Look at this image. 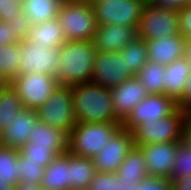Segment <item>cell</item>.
<instances>
[{
	"mask_svg": "<svg viewBox=\"0 0 191 190\" xmlns=\"http://www.w3.org/2000/svg\"><path fill=\"white\" fill-rule=\"evenodd\" d=\"M149 2L155 6L177 11L185 6L181 0H150Z\"/></svg>",
	"mask_w": 191,
	"mask_h": 190,
	"instance_id": "60d3db41",
	"label": "cell"
},
{
	"mask_svg": "<svg viewBox=\"0 0 191 190\" xmlns=\"http://www.w3.org/2000/svg\"><path fill=\"white\" fill-rule=\"evenodd\" d=\"M19 160V179L22 181H30L41 183L45 168L40 166V163H33L26 160L20 153Z\"/></svg>",
	"mask_w": 191,
	"mask_h": 190,
	"instance_id": "836d02e7",
	"label": "cell"
},
{
	"mask_svg": "<svg viewBox=\"0 0 191 190\" xmlns=\"http://www.w3.org/2000/svg\"><path fill=\"white\" fill-rule=\"evenodd\" d=\"M138 38L134 26H118L116 24L98 25L94 43L96 49L103 53L120 52L126 45Z\"/></svg>",
	"mask_w": 191,
	"mask_h": 190,
	"instance_id": "2e32d148",
	"label": "cell"
},
{
	"mask_svg": "<svg viewBox=\"0 0 191 190\" xmlns=\"http://www.w3.org/2000/svg\"><path fill=\"white\" fill-rule=\"evenodd\" d=\"M76 123L121 122L113 109L111 90L93 82L72 86Z\"/></svg>",
	"mask_w": 191,
	"mask_h": 190,
	"instance_id": "7a4b0ae2",
	"label": "cell"
},
{
	"mask_svg": "<svg viewBox=\"0 0 191 190\" xmlns=\"http://www.w3.org/2000/svg\"><path fill=\"white\" fill-rule=\"evenodd\" d=\"M20 74L46 73L56 77L60 58L59 48H48L37 42L21 40Z\"/></svg>",
	"mask_w": 191,
	"mask_h": 190,
	"instance_id": "8fae6325",
	"label": "cell"
},
{
	"mask_svg": "<svg viewBox=\"0 0 191 190\" xmlns=\"http://www.w3.org/2000/svg\"><path fill=\"white\" fill-rule=\"evenodd\" d=\"M179 144V142H166L135 145L145 157L149 177L169 179Z\"/></svg>",
	"mask_w": 191,
	"mask_h": 190,
	"instance_id": "5bb4252c",
	"label": "cell"
},
{
	"mask_svg": "<svg viewBox=\"0 0 191 190\" xmlns=\"http://www.w3.org/2000/svg\"><path fill=\"white\" fill-rule=\"evenodd\" d=\"M185 38L181 34L161 39L145 40L148 61L164 66L183 57Z\"/></svg>",
	"mask_w": 191,
	"mask_h": 190,
	"instance_id": "ac0fdd59",
	"label": "cell"
},
{
	"mask_svg": "<svg viewBox=\"0 0 191 190\" xmlns=\"http://www.w3.org/2000/svg\"><path fill=\"white\" fill-rule=\"evenodd\" d=\"M9 85L22 101L25 109H37L58 88L55 77L46 73L19 74Z\"/></svg>",
	"mask_w": 191,
	"mask_h": 190,
	"instance_id": "ba28073f",
	"label": "cell"
},
{
	"mask_svg": "<svg viewBox=\"0 0 191 190\" xmlns=\"http://www.w3.org/2000/svg\"><path fill=\"white\" fill-rule=\"evenodd\" d=\"M38 121L37 110L23 108L0 133V146L20 149L28 143L29 134Z\"/></svg>",
	"mask_w": 191,
	"mask_h": 190,
	"instance_id": "e0dca14e",
	"label": "cell"
},
{
	"mask_svg": "<svg viewBox=\"0 0 191 190\" xmlns=\"http://www.w3.org/2000/svg\"><path fill=\"white\" fill-rule=\"evenodd\" d=\"M56 80L59 85L74 86L91 82L97 53L94 41L70 40L60 48Z\"/></svg>",
	"mask_w": 191,
	"mask_h": 190,
	"instance_id": "6da1fadb",
	"label": "cell"
},
{
	"mask_svg": "<svg viewBox=\"0 0 191 190\" xmlns=\"http://www.w3.org/2000/svg\"><path fill=\"white\" fill-rule=\"evenodd\" d=\"M6 22L14 29L15 36L21 41L27 39L31 30V23L28 17L22 12L19 17L8 19Z\"/></svg>",
	"mask_w": 191,
	"mask_h": 190,
	"instance_id": "e575fe53",
	"label": "cell"
},
{
	"mask_svg": "<svg viewBox=\"0 0 191 190\" xmlns=\"http://www.w3.org/2000/svg\"><path fill=\"white\" fill-rule=\"evenodd\" d=\"M178 108V103L165 94H148L121 124L132 132L144 122L160 120L173 114Z\"/></svg>",
	"mask_w": 191,
	"mask_h": 190,
	"instance_id": "30bf717a",
	"label": "cell"
},
{
	"mask_svg": "<svg viewBox=\"0 0 191 190\" xmlns=\"http://www.w3.org/2000/svg\"><path fill=\"white\" fill-rule=\"evenodd\" d=\"M122 122L75 123L68 136V151L76 156L93 158L110 141Z\"/></svg>",
	"mask_w": 191,
	"mask_h": 190,
	"instance_id": "3957f363",
	"label": "cell"
},
{
	"mask_svg": "<svg viewBox=\"0 0 191 190\" xmlns=\"http://www.w3.org/2000/svg\"><path fill=\"white\" fill-rule=\"evenodd\" d=\"M96 172L92 158L70 153L69 190H88Z\"/></svg>",
	"mask_w": 191,
	"mask_h": 190,
	"instance_id": "cb8c5ba5",
	"label": "cell"
},
{
	"mask_svg": "<svg viewBox=\"0 0 191 190\" xmlns=\"http://www.w3.org/2000/svg\"><path fill=\"white\" fill-rule=\"evenodd\" d=\"M88 190H126L116 173L96 172Z\"/></svg>",
	"mask_w": 191,
	"mask_h": 190,
	"instance_id": "d6a6232c",
	"label": "cell"
},
{
	"mask_svg": "<svg viewBox=\"0 0 191 190\" xmlns=\"http://www.w3.org/2000/svg\"><path fill=\"white\" fill-rule=\"evenodd\" d=\"M179 33L185 39H191V4L185 5L178 11Z\"/></svg>",
	"mask_w": 191,
	"mask_h": 190,
	"instance_id": "74e56055",
	"label": "cell"
},
{
	"mask_svg": "<svg viewBox=\"0 0 191 190\" xmlns=\"http://www.w3.org/2000/svg\"><path fill=\"white\" fill-rule=\"evenodd\" d=\"M173 190H191V175L179 177L171 181Z\"/></svg>",
	"mask_w": 191,
	"mask_h": 190,
	"instance_id": "b9f144b4",
	"label": "cell"
},
{
	"mask_svg": "<svg viewBox=\"0 0 191 190\" xmlns=\"http://www.w3.org/2000/svg\"><path fill=\"white\" fill-rule=\"evenodd\" d=\"M190 74L191 67L184 57L166 65L164 70V94L179 103L183 99L186 81Z\"/></svg>",
	"mask_w": 191,
	"mask_h": 190,
	"instance_id": "44dd1931",
	"label": "cell"
},
{
	"mask_svg": "<svg viewBox=\"0 0 191 190\" xmlns=\"http://www.w3.org/2000/svg\"><path fill=\"white\" fill-rule=\"evenodd\" d=\"M116 174L126 190H134L140 182L149 177L145 157L138 147L134 146L132 148L119 166Z\"/></svg>",
	"mask_w": 191,
	"mask_h": 190,
	"instance_id": "d6986e66",
	"label": "cell"
},
{
	"mask_svg": "<svg viewBox=\"0 0 191 190\" xmlns=\"http://www.w3.org/2000/svg\"><path fill=\"white\" fill-rule=\"evenodd\" d=\"M136 76L127 69L121 52L103 53L97 51L91 82L112 89Z\"/></svg>",
	"mask_w": 191,
	"mask_h": 190,
	"instance_id": "7c38bea8",
	"label": "cell"
},
{
	"mask_svg": "<svg viewBox=\"0 0 191 190\" xmlns=\"http://www.w3.org/2000/svg\"><path fill=\"white\" fill-rule=\"evenodd\" d=\"M183 57L191 67V39H185Z\"/></svg>",
	"mask_w": 191,
	"mask_h": 190,
	"instance_id": "f6af8a7d",
	"label": "cell"
},
{
	"mask_svg": "<svg viewBox=\"0 0 191 190\" xmlns=\"http://www.w3.org/2000/svg\"><path fill=\"white\" fill-rule=\"evenodd\" d=\"M164 70L165 66L163 64L147 61L136 77L146 88L148 94H164Z\"/></svg>",
	"mask_w": 191,
	"mask_h": 190,
	"instance_id": "484cf974",
	"label": "cell"
},
{
	"mask_svg": "<svg viewBox=\"0 0 191 190\" xmlns=\"http://www.w3.org/2000/svg\"><path fill=\"white\" fill-rule=\"evenodd\" d=\"M22 13V4L18 0H0V20L7 21L19 17Z\"/></svg>",
	"mask_w": 191,
	"mask_h": 190,
	"instance_id": "d590c367",
	"label": "cell"
},
{
	"mask_svg": "<svg viewBox=\"0 0 191 190\" xmlns=\"http://www.w3.org/2000/svg\"><path fill=\"white\" fill-rule=\"evenodd\" d=\"M134 146L133 133L121 126L108 144L92 158L96 171L116 173Z\"/></svg>",
	"mask_w": 191,
	"mask_h": 190,
	"instance_id": "4fadbf2b",
	"label": "cell"
},
{
	"mask_svg": "<svg viewBox=\"0 0 191 190\" xmlns=\"http://www.w3.org/2000/svg\"><path fill=\"white\" fill-rule=\"evenodd\" d=\"M188 114L178 108L160 120L144 122L133 131L134 145L182 142L184 124Z\"/></svg>",
	"mask_w": 191,
	"mask_h": 190,
	"instance_id": "5b68a950",
	"label": "cell"
},
{
	"mask_svg": "<svg viewBox=\"0 0 191 190\" xmlns=\"http://www.w3.org/2000/svg\"><path fill=\"white\" fill-rule=\"evenodd\" d=\"M121 57L125 59L127 69L135 76L148 61V51L144 39L137 38L126 45L121 51Z\"/></svg>",
	"mask_w": 191,
	"mask_h": 190,
	"instance_id": "f1b7e54d",
	"label": "cell"
},
{
	"mask_svg": "<svg viewBox=\"0 0 191 190\" xmlns=\"http://www.w3.org/2000/svg\"><path fill=\"white\" fill-rule=\"evenodd\" d=\"M110 90L114 112L121 122L148 95L146 88L137 77L128 79Z\"/></svg>",
	"mask_w": 191,
	"mask_h": 190,
	"instance_id": "9a60e30c",
	"label": "cell"
},
{
	"mask_svg": "<svg viewBox=\"0 0 191 190\" xmlns=\"http://www.w3.org/2000/svg\"><path fill=\"white\" fill-rule=\"evenodd\" d=\"M137 32L138 38L144 40L161 39L180 34L178 11L147 2Z\"/></svg>",
	"mask_w": 191,
	"mask_h": 190,
	"instance_id": "9c48e42d",
	"label": "cell"
},
{
	"mask_svg": "<svg viewBox=\"0 0 191 190\" xmlns=\"http://www.w3.org/2000/svg\"><path fill=\"white\" fill-rule=\"evenodd\" d=\"M182 142L191 147V114L187 116L184 124Z\"/></svg>",
	"mask_w": 191,
	"mask_h": 190,
	"instance_id": "ee69618b",
	"label": "cell"
},
{
	"mask_svg": "<svg viewBox=\"0 0 191 190\" xmlns=\"http://www.w3.org/2000/svg\"><path fill=\"white\" fill-rule=\"evenodd\" d=\"M64 0H23L22 12L28 17L31 25L41 24L57 18Z\"/></svg>",
	"mask_w": 191,
	"mask_h": 190,
	"instance_id": "d4e9b609",
	"label": "cell"
},
{
	"mask_svg": "<svg viewBox=\"0 0 191 190\" xmlns=\"http://www.w3.org/2000/svg\"><path fill=\"white\" fill-rule=\"evenodd\" d=\"M27 40L47 45L48 48H60L67 41L57 18L33 25Z\"/></svg>",
	"mask_w": 191,
	"mask_h": 190,
	"instance_id": "603a6c76",
	"label": "cell"
},
{
	"mask_svg": "<svg viewBox=\"0 0 191 190\" xmlns=\"http://www.w3.org/2000/svg\"><path fill=\"white\" fill-rule=\"evenodd\" d=\"M8 85V80L2 74H0V90L6 88Z\"/></svg>",
	"mask_w": 191,
	"mask_h": 190,
	"instance_id": "7dc6e473",
	"label": "cell"
},
{
	"mask_svg": "<svg viewBox=\"0 0 191 190\" xmlns=\"http://www.w3.org/2000/svg\"><path fill=\"white\" fill-rule=\"evenodd\" d=\"M19 149L0 146V179L16 185L19 179Z\"/></svg>",
	"mask_w": 191,
	"mask_h": 190,
	"instance_id": "f546056e",
	"label": "cell"
},
{
	"mask_svg": "<svg viewBox=\"0 0 191 190\" xmlns=\"http://www.w3.org/2000/svg\"><path fill=\"white\" fill-rule=\"evenodd\" d=\"M0 190H14V185L7 179H0Z\"/></svg>",
	"mask_w": 191,
	"mask_h": 190,
	"instance_id": "bcb514c9",
	"label": "cell"
},
{
	"mask_svg": "<svg viewBox=\"0 0 191 190\" xmlns=\"http://www.w3.org/2000/svg\"><path fill=\"white\" fill-rule=\"evenodd\" d=\"M21 42L0 46V74L10 83L20 74Z\"/></svg>",
	"mask_w": 191,
	"mask_h": 190,
	"instance_id": "83f0119b",
	"label": "cell"
},
{
	"mask_svg": "<svg viewBox=\"0 0 191 190\" xmlns=\"http://www.w3.org/2000/svg\"><path fill=\"white\" fill-rule=\"evenodd\" d=\"M179 108L188 115L191 114V74L186 81L183 99L178 103Z\"/></svg>",
	"mask_w": 191,
	"mask_h": 190,
	"instance_id": "ab89813d",
	"label": "cell"
},
{
	"mask_svg": "<svg viewBox=\"0 0 191 190\" xmlns=\"http://www.w3.org/2000/svg\"><path fill=\"white\" fill-rule=\"evenodd\" d=\"M68 138L62 130L38 121L29 134L28 143L34 147L51 148L61 155L68 152Z\"/></svg>",
	"mask_w": 191,
	"mask_h": 190,
	"instance_id": "ffe728a7",
	"label": "cell"
},
{
	"mask_svg": "<svg viewBox=\"0 0 191 190\" xmlns=\"http://www.w3.org/2000/svg\"><path fill=\"white\" fill-rule=\"evenodd\" d=\"M146 3L145 0H95L91 5L98 25L116 24L138 28Z\"/></svg>",
	"mask_w": 191,
	"mask_h": 190,
	"instance_id": "52a82bcc",
	"label": "cell"
},
{
	"mask_svg": "<svg viewBox=\"0 0 191 190\" xmlns=\"http://www.w3.org/2000/svg\"><path fill=\"white\" fill-rule=\"evenodd\" d=\"M70 152L57 155L45 168L41 185L43 190H69Z\"/></svg>",
	"mask_w": 191,
	"mask_h": 190,
	"instance_id": "7402d4cb",
	"label": "cell"
},
{
	"mask_svg": "<svg viewBox=\"0 0 191 190\" xmlns=\"http://www.w3.org/2000/svg\"><path fill=\"white\" fill-rule=\"evenodd\" d=\"M185 5L191 4V0H181Z\"/></svg>",
	"mask_w": 191,
	"mask_h": 190,
	"instance_id": "681fc988",
	"label": "cell"
},
{
	"mask_svg": "<svg viewBox=\"0 0 191 190\" xmlns=\"http://www.w3.org/2000/svg\"><path fill=\"white\" fill-rule=\"evenodd\" d=\"M134 190H173V185L168 178L148 177Z\"/></svg>",
	"mask_w": 191,
	"mask_h": 190,
	"instance_id": "8d00e7d4",
	"label": "cell"
},
{
	"mask_svg": "<svg viewBox=\"0 0 191 190\" xmlns=\"http://www.w3.org/2000/svg\"><path fill=\"white\" fill-rule=\"evenodd\" d=\"M19 152L29 162L40 163V166L46 168L57 156L51 148L34 147L27 143L23 145Z\"/></svg>",
	"mask_w": 191,
	"mask_h": 190,
	"instance_id": "1f68e13d",
	"label": "cell"
},
{
	"mask_svg": "<svg viewBox=\"0 0 191 190\" xmlns=\"http://www.w3.org/2000/svg\"><path fill=\"white\" fill-rule=\"evenodd\" d=\"M57 20L67 41H94L98 24L91 4L64 0Z\"/></svg>",
	"mask_w": 191,
	"mask_h": 190,
	"instance_id": "277c9868",
	"label": "cell"
},
{
	"mask_svg": "<svg viewBox=\"0 0 191 190\" xmlns=\"http://www.w3.org/2000/svg\"><path fill=\"white\" fill-rule=\"evenodd\" d=\"M39 121L70 135L75 125L72 87L59 85L46 102L37 109Z\"/></svg>",
	"mask_w": 191,
	"mask_h": 190,
	"instance_id": "8992f818",
	"label": "cell"
},
{
	"mask_svg": "<svg viewBox=\"0 0 191 190\" xmlns=\"http://www.w3.org/2000/svg\"><path fill=\"white\" fill-rule=\"evenodd\" d=\"M23 108L21 99L10 85L0 90V133L8 128L10 120L15 119Z\"/></svg>",
	"mask_w": 191,
	"mask_h": 190,
	"instance_id": "4316f807",
	"label": "cell"
},
{
	"mask_svg": "<svg viewBox=\"0 0 191 190\" xmlns=\"http://www.w3.org/2000/svg\"><path fill=\"white\" fill-rule=\"evenodd\" d=\"M14 190H43L41 183L20 180Z\"/></svg>",
	"mask_w": 191,
	"mask_h": 190,
	"instance_id": "7bdbcfd3",
	"label": "cell"
},
{
	"mask_svg": "<svg viewBox=\"0 0 191 190\" xmlns=\"http://www.w3.org/2000/svg\"><path fill=\"white\" fill-rule=\"evenodd\" d=\"M186 175H191V147L181 142L177 147L169 180L172 181Z\"/></svg>",
	"mask_w": 191,
	"mask_h": 190,
	"instance_id": "4dcf8cb0",
	"label": "cell"
},
{
	"mask_svg": "<svg viewBox=\"0 0 191 190\" xmlns=\"http://www.w3.org/2000/svg\"><path fill=\"white\" fill-rule=\"evenodd\" d=\"M69 2H75V3H87V4H92L95 0H66Z\"/></svg>",
	"mask_w": 191,
	"mask_h": 190,
	"instance_id": "c3c4849f",
	"label": "cell"
},
{
	"mask_svg": "<svg viewBox=\"0 0 191 190\" xmlns=\"http://www.w3.org/2000/svg\"><path fill=\"white\" fill-rule=\"evenodd\" d=\"M18 42L20 40L15 36L14 29L8 22L0 20V46Z\"/></svg>",
	"mask_w": 191,
	"mask_h": 190,
	"instance_id": "f35d334b",
	"label": "cell"
}]
</instances>
